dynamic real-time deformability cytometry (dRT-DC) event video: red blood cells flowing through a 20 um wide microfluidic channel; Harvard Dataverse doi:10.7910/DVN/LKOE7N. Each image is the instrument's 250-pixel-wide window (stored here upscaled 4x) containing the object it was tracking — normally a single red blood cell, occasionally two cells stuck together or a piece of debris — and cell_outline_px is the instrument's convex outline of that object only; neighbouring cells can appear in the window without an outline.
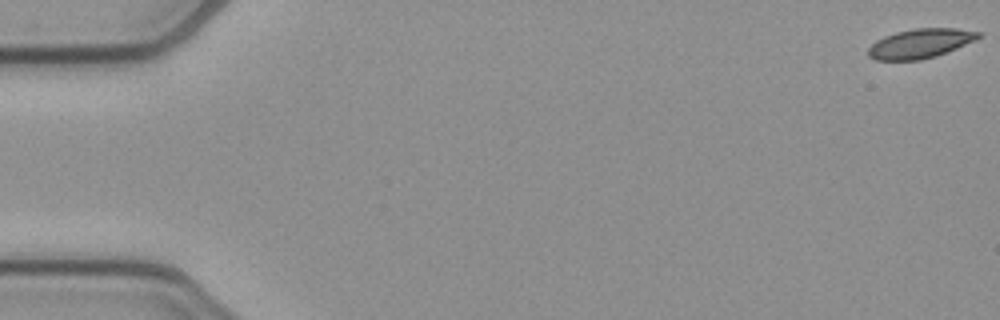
{"species": "common noctule bat (a hibernating species)", "species_latin": "Nyctalus noctula", "temperature_condition": "cold", "stored_images_in_passage": 53, "camera_frame_rate_fps": 3000, "um_per_image_px": 0.085, "animal": {"sex": "female", "body_mass_g": 21.9}, "frame": {"image": 1, "passage_image": 1, "time_ms": 0.0, "image_size_px": [1000, 320], "cell_outline_px": [[980, 36], [956, 48], [936, 56], [920, 60], [876, 60], [868, 56], [868, 48], [876, 40], [884, 36], [896, 32], [916, 28], [956, 28], [980, 32]], "centroid_in_image_um": [78.16, 3.7], "position_along_channel_um": 6.8, "area_um2": 18.61}}
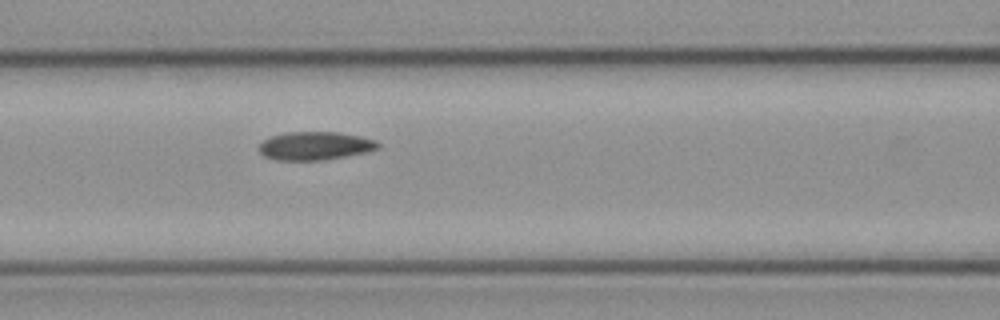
{"frame": {"image": 2, "passage_image": 23, "time_ms": 7.333, "image_size_px": [1000, 320], "cell_outline_px": [[380, 148], [368, 152], [324, 160], [276, 160], [264, 156], [256, 148], [264, 140], [272, 136], [288, 132], [340, 132], [360, 136], [376, 140], [380, 144]], "centroid_in_image_um": [26.8, 12.4], "position_along_channel_um": 139.8, "area_um2": 19.77}}
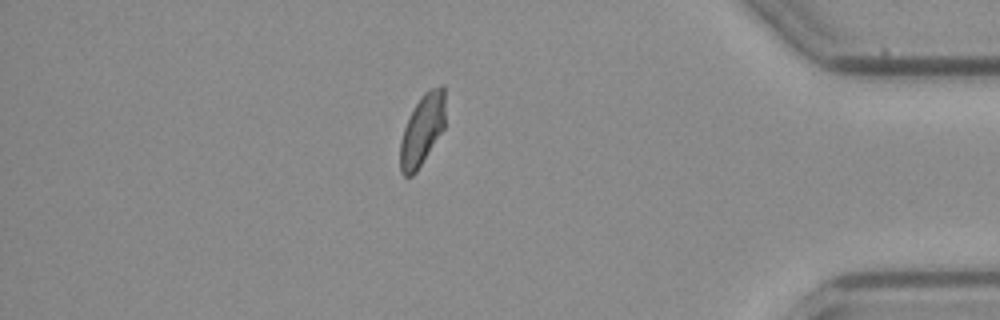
{"frame": {"image": 3, "passage_image": 46, "time_ms": 15.0, "image_size_px": [1000, 320], "cell_outline_px": [[444, 128], [416, 172], [412, 176], [404, 176], [400, 172], [400, 140], [404, 128], [420, 96], [424, 92], [440, 84], [444, 84]], "centroid_in_image_um": [35.88, 11.04], "position_along_channel_um": 399.3, "area_um2": 18.44}, "authors_computed_cell_mechanics": {"area_um2": 19.4786, "velocity_mm_per_s": 3.8832, "shape_relaxation_time_tau1_ms": null, "shape_relaxation_time_tau2_ms": 8.6728, "deformation_change_tau1": null, "deformation_change_tau2": 0.119}}